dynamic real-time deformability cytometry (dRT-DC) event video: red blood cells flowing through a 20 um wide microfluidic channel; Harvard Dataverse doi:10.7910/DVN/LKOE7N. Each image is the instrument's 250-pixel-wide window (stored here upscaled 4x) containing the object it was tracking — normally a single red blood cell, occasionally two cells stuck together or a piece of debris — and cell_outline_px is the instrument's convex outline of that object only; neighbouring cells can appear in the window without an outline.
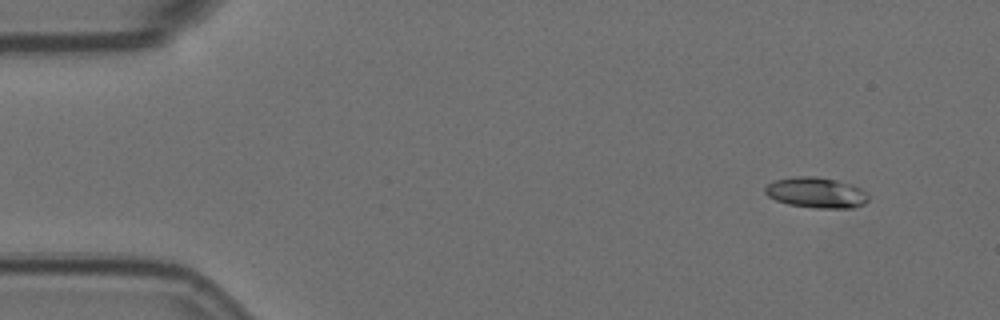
{"species": "Egyptian fruit bat (a non-hibernating species)", "species_latin": "Rousettus aegyptiacus", "temperature_condition": "room temperature", "stored_images_in_passage": 6, "camera_frame_rate_fps": 3000, "um_per_image_px": 0.085, "animal": {"sex": "female"}, "frame": {"image": 1, "passage_image": 1, "time_ms": 0.0, "image_size_px": [1000, 320], "cell_outline_px": [[868, 200], [864, 204], [852, 208], [816, 208], [788, 204], [776, 200], [768, 196], [764, 192], [764, 188], [772, 180], [796, 176], [812, 176], [852, 184], [868, 192]], "centroid_in_image_um": [69.37, 16.38], "position_along_channel_um": 15.6, "area_um2": 18.44}}
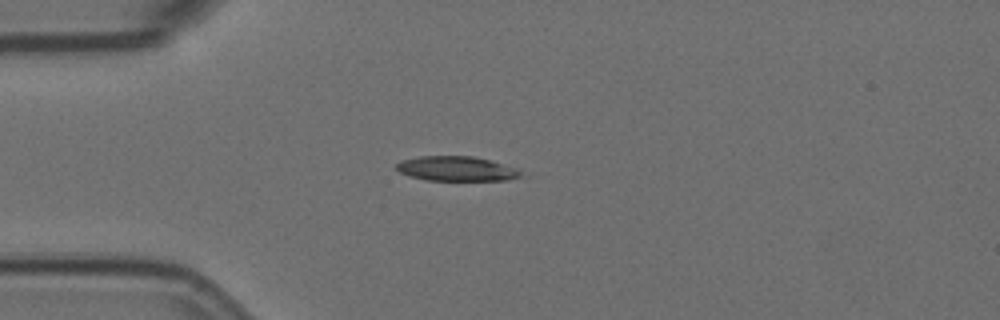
{"frame": {"image": 2, "passage_image": 4, "time_ms": 1.0, "image_size_px": [1000, 320], "cell_outline_px": [[520, 176], [508, 180], [428, 180], [408, 176], [400, 172], [396, 168], [396, 164], [400, 160], [420, 156], [472, 156], [488, 160], [516, 168], [520, 172]], "centroid_in_image_um": [38.73, 14.34], "position_along_channel_um": 46.3, "area_um2": 17.69}}
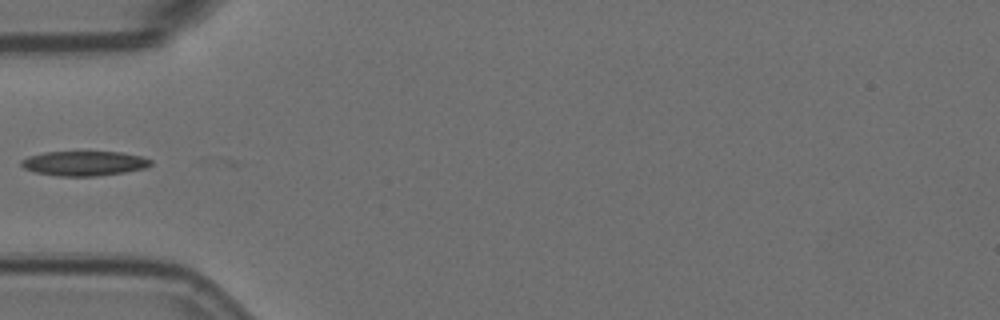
{"frame": {"image": 3, "passage_image": 5, "time_ms": 1.333, "image_size_px": [1000, 320], "cell_outline_px": [[152, 164], [144, 168], [124, 172], [96, 176], [56, 176], [36, 172], [24, 168], [20, 164], [20, 160], [28, 156], [44, 152], [120, 152], [140, 156], [152, 160]], "centroid_in_image_um": [7.12, 13.88], "position_along_channel_um": 77.9, "area_um2": 18.55}}